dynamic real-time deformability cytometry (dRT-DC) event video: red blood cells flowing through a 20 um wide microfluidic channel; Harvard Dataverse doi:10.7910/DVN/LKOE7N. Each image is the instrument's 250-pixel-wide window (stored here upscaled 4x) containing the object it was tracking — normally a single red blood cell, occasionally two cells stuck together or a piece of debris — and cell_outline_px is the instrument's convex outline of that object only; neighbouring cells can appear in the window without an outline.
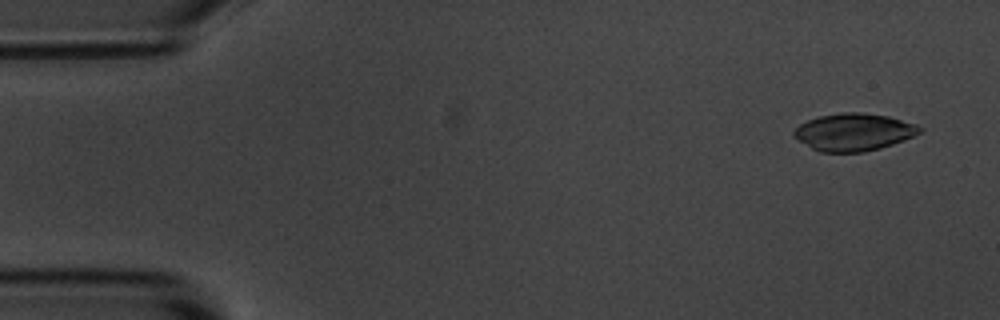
{"species": "common noctule bat (a hibernating species)", "species_latin": "Nyctalus noctula", "temperature_condition": "room temperature", "stored_images_in_passage": 10, "camera_frame_rate_fps": 3000, "um_per_image_px": 0.085, "animal": {"sex": "male", "body_mass_g": 20.1, "forearm_length_mm": 53.5}, "frame": {"image": 1, "passage_image": 1, "time_ms": 0.0, "image_size_px": [1000, 320], "cell_outline_px": [[924, 128], [920, 132], [904, 140], [880, 148], [864, 152], [820, 152], [812, 148], [792, 136], [792, 132], [800, 124], [808, 120], [820, 116], [844, 112], [860, 112], [888, 116], [916, 124]], "centroid_in_image_um": [72.56, 11.23], "position_along_channel_um": 12.4, "area_um2": 27.28}}
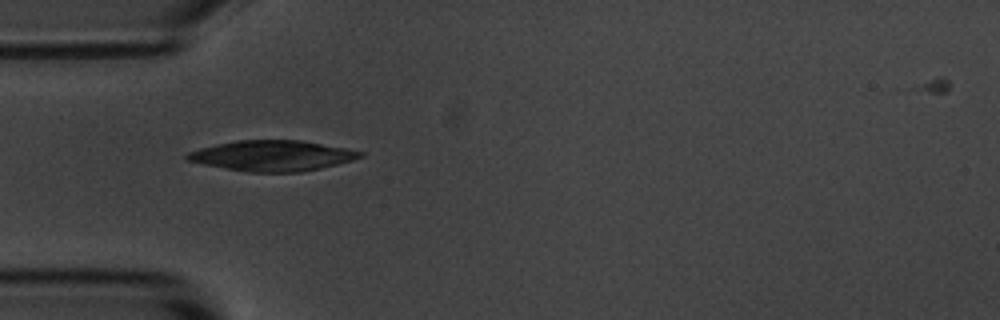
{"frame": {"image": 2, "passage_image": 4, "time_ms": 4.333, "image_size_px": [1000, 320], "cell_outline_px": [[364, 156], [352, 160], [320, 168], [300, 172], [248, 172], [224, 168], [184, 160], [184, 156], [188, 152], [200, 148], [216, 144], [236, 140], [300, 140], [344, 148], [364, 152]], "centroid_in_image_um": [23.1, 13.23], "position_along_channel_um": 61.9, "area_um2": 30.63}}
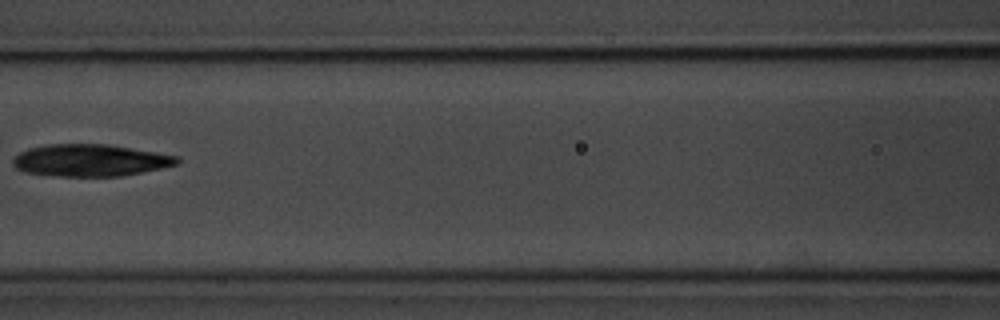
{"frame": {"image": 3, "passage_image": 6, "time_ms": 7.0, "image_size_px": [1000, 320], "cell_outline_px": [[180, 160], [176, 164], [160, 168], [120, 176], [60, 176], [24, 172], [16, 168], [12, 164], [12, 160], [20, 152], [28, 148], [48, 144], [108, 144], [180, 156]], "centroid_in_image_um": [7.65, 13.62], "position_along_channel_um": 158.9, "area_um2": 30.52}}